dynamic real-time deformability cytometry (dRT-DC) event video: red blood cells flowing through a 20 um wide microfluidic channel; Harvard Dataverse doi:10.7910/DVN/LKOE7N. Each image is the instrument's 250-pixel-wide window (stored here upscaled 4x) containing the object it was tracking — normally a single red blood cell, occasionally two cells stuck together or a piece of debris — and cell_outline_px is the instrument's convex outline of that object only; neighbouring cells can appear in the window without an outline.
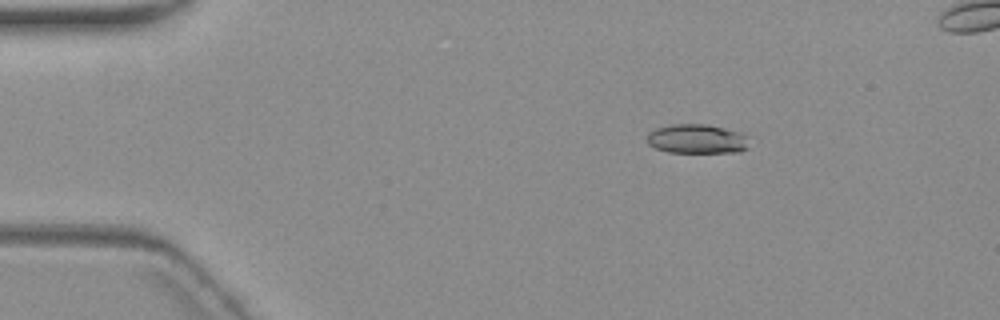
{"species": "common noctule bat (a hibernating species)", "species_latin": "Nyctalus noctula", "temperature_condition": "warm", "stored_images_in_passage": 7, "camera_frame_rate_fps": 3000, "um_per_image_px": 0.085, "animal": {"sex": "female", "body_mass_g": 19.3, "forearm_length_mm": 54.1}, "frame": {"image": 1, "passage_image": 3, "time_ms": 3.0, "image_size_px": [1000, 320], "cell_outline_px": [[748, 148], [740, 152], [668, 152], [656, 148], [648, 144], [648, 132], [656, 128], [672, 124], [708, 124], [740, 132], [744, 136]], "centroid_in_image_um": [59.21, 11.8], "position_along_channel_um": 25.8, "area_um2": 17.28}}
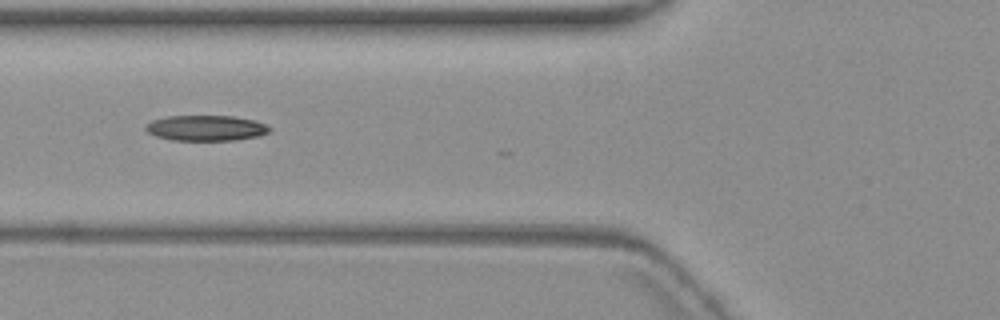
{"frame": {"image": 2, "passage_image": 6, "time_ms": 7.333, "image_size_px": [1000, 320], "cell_outline_px": [[272, 128], [268, 132], [260, 136], [236, 140], [172, 140], [156, 136], [148, 132], [144, 128], [152, 120], [164, 116], [232, 116], [256, 120]], "centroid_in_image_um": [17.52, 10.88], "position_along_channel_um": 108.3, "area_um2": 18.44}}
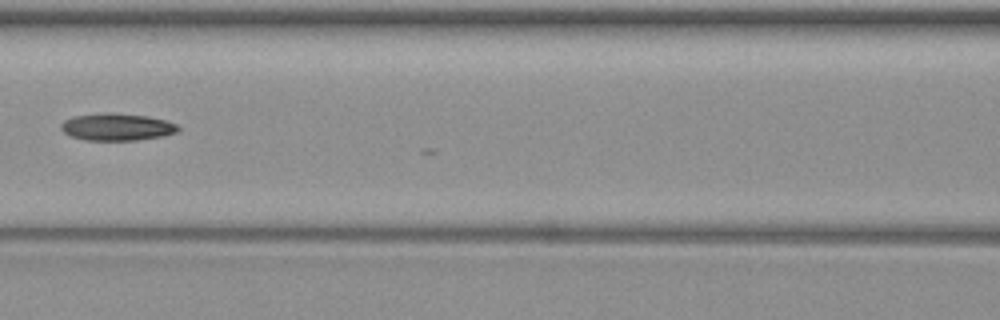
{"frame": {"image": 3, "passage_image": 7, "time_ms": 8.667, "image_size_px": [1000, 320], "cell_outline_px": [[180, 128], [176, 132], [160, 136], [136, 140], [84, 140], [72, 136], [64, 132], [60, 128], [60, 124], [64, 120], [72, 116], [108, 112], [148, 116], [164, 120], [176, 124]], "centroid_in_image_um": [9.89, 10.78], "position_along_channel_um": 156.7, "area_um2": 18.44}}